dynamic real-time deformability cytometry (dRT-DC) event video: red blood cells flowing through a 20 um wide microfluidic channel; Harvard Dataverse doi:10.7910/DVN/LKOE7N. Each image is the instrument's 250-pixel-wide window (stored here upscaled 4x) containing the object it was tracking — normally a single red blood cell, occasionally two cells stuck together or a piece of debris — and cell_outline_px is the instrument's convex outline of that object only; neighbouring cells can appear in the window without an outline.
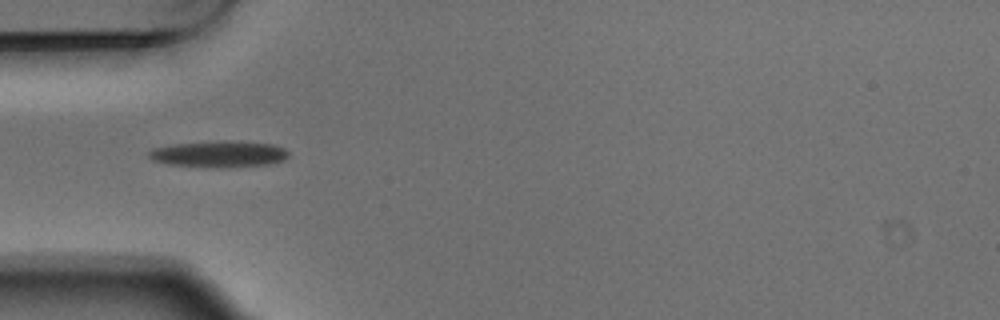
{"species": "Egyptian fruit bat (a non-hibernating species)", "species_latin": "Rousettus aegyptiacus", "temperature_condition": "warm", "stored_images_in_passage": 4, "camera_frame_rate_fps": 3000, "um_per_image_px": 0.085, "animal": {"sex": "male"}, "frame": {"image": 1, "passage_image": 2, "time_ms": 0.333, "image_size_px": [1000, 320], "cell_outline_px": [[288, 156], [284, 160], [268, 164], [228, 168], [212, 168], [168, 164], [152, 160], [148, 156], [148, 152], [156, 148], [176, 144], [220, 140], [228, 140], [272, 144], [284, 148], [288, 152]], "centroid_in_image_um": [18.64, 13.1], "position_along_channel_um": 66.4, "area_um2": 21.62}}
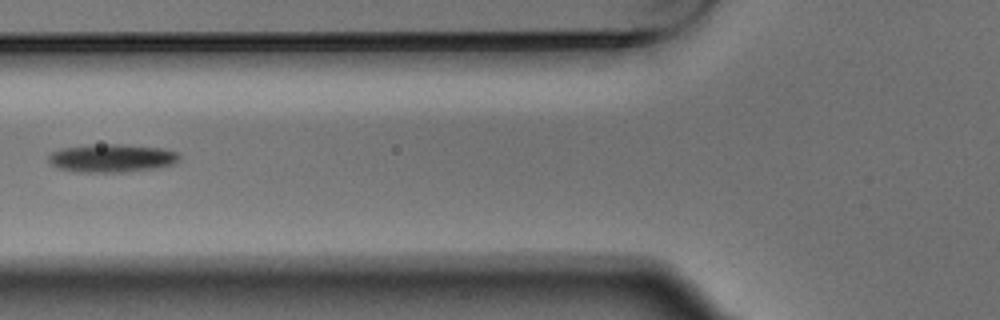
{"frame": {"image": 2, "passage_image": 3, "time_ms": 0.667, "image_size_px": [1000, 320], "cell_outline_px": [[180, 160], [176, 164], [152, 168], [124, 172], [80, 172], [60, 168], [52, 164], [48, 160], [48, 156], [52, 152], [60, 148], [108, 144], [120, 144], [160, 148], [176, 152], [180, 156]], "centroid_in_image_um": [9.52, 13.44], "position_along_channel_um": 116.3, "area_um2": 21.15}}
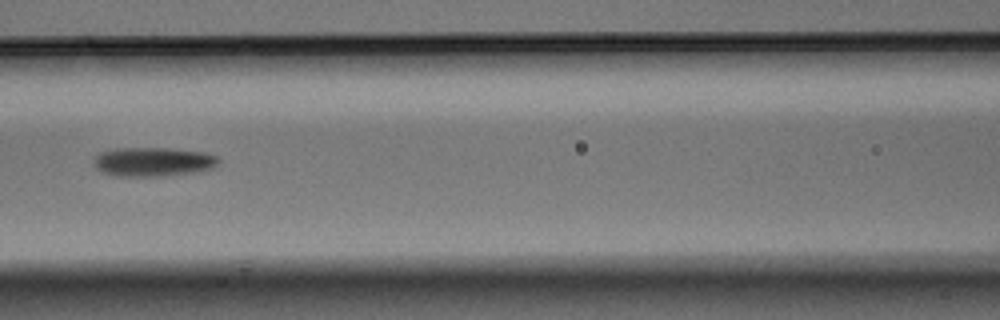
{"frame": {"image": 3, "passage_image": 4, "time_ms": 1.0, "image_size_px": [1000, 320], "cell_outline_px": [[220, 164], [212, 168], [200, 172], [164, 176], [112, 176], [96, 168], [92, 164], [92, 160], [100, 152], [116, 148], [172, 148], [204, 152], [216, 156], [220, 160]], "centroid_in_image_um": [13.03, 13.76], "position_along_channel_um": 153.6, "area_um2": 21.56}}